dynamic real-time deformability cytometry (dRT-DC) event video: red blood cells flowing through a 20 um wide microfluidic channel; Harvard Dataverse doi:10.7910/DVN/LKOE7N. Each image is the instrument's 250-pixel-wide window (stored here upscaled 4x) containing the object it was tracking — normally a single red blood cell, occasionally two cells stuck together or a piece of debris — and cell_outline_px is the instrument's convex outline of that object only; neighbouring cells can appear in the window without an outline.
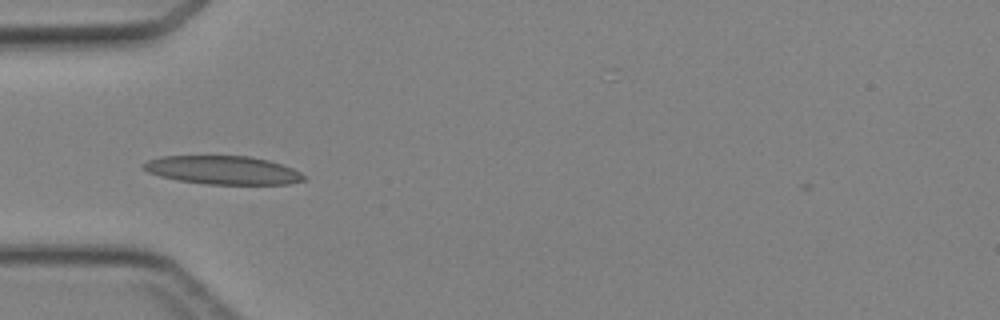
{"species": "Egyptian fruit bat (a non-hibernating species)", "species_latin": "Rousettus aegyptiacus", "temperature_condition": "cold", "stored_images_in_passage": 32, "camera_frame_rate_fps": 3000, "um_per_image_px": 0.085, "animal": {"sex": "female"}, "frame": {"image": 1, "passage_image": 1, "time_ms": 0.0, "image_size_px": [1000, 320], "cell_outline_px": [[304, 180], [288, 184], [208, 184], [180, 180], [160, 176], [148, 172], [140, 164], [148, 160], [160, 156], [252, 156], [268, 160], [292, 168], [300, 172], [304, 176]], "centroid_in_image_um": [18.93, 14.45], "position_along_channel_um": 66.1, "area_um2": 26.41}}
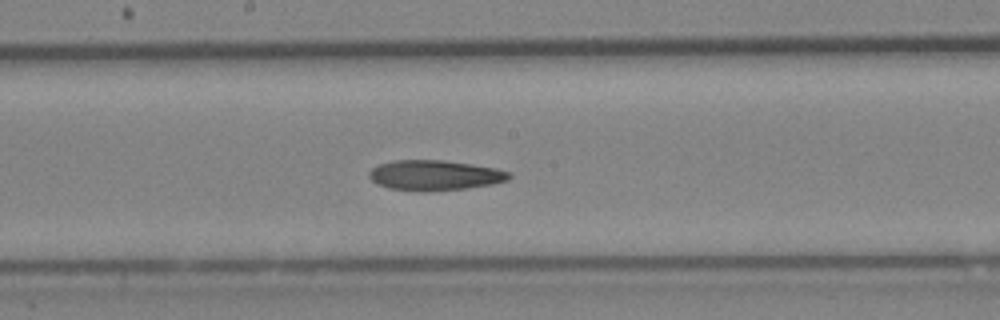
{"frame": {"image": 2, "passage_image": 11, "time_ms": 3.333, "image_size_px": [1000, 320], "cell_outline_px": [[512, 176], [508, 180], [492, 184], [468, 188], [424, 192], [420, 192], [388, 188], [376, 184], [368, 176], [368, 172], [372, 168], [380, 164], [392, 160], [440, 160], [472, 164], [496, 168], [512, 172]], "centroid_in_image_um": [36.95, 14.9], "position_along_channel_um": 211.3, "area_um2": 24.91}}
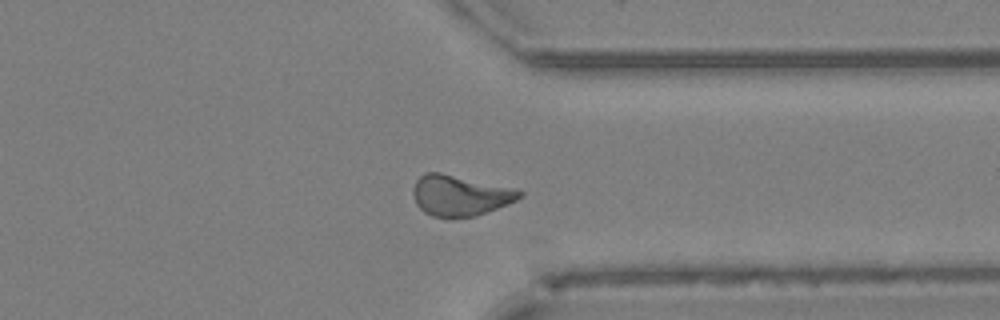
{"frame": {"image": 3, "passage_image": 22, "time_ms": 7.0, "image_size_px": [1000, 320], "cell_outline_px": [[524, 196], [508, 204], [476, 216], [432, 216], [424, 212], [416, 204], [412, 192], [412, 188], [416, 180], [424, 172], [440, 172], [508, 188], [524, 192]], "centroid_in_image_um": [39.04, 16.61], "position_along_channel_um": 372.4, "area_um2": 24.68}}